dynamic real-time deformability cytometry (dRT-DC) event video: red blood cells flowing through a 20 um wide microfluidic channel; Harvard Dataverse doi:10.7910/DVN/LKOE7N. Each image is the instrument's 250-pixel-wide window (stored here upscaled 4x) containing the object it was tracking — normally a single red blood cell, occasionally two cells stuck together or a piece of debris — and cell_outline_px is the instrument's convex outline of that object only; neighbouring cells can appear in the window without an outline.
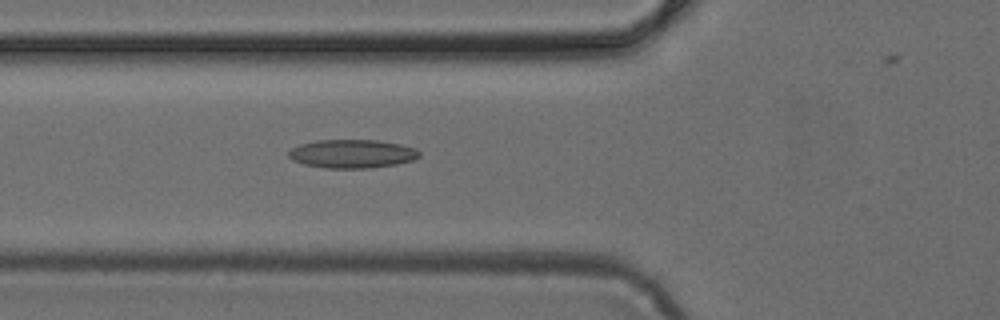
{"species": "common noctule bat (a hibernating species)", "species_latin": "Nyctalus noctula", "temperature_condition": "cold", "stored_images_in_passage": 37, "camera_frame_rate_fps": 3000, "um_per_image_px": 0.085, "animal": {"sex": "female", "body_mass_g": 24.6, "forearm_length_mm": 56.2}, "frame": {"image": 1, "passage_image": 10, "time_ms": 3.0, "image_size_px": [1000, 320], "cell_outline_px": [[420, 156], [412, 160], [396, 164], [372, 168], [324, 168], [304, 164], [292, 160], [288, 156], [288, 152], [292, 148], [300, 144], [316, 140], [376, 140], [400, 144], [416, 148], [420, 152]], "centroid_in_image_um": [29.93, 13.07], "position_along_channel_um": 95.9, "area_um2": 21.79}}
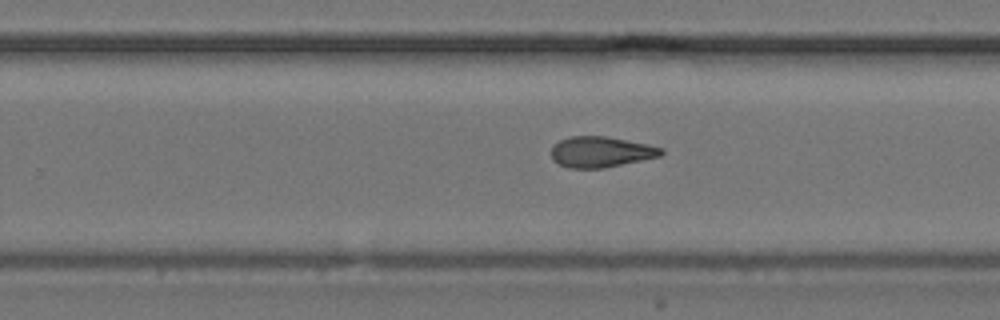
{"frame": {"image": 2, "passage_image": 23, "time_ms": 7.333, "image_size_px": [1000, 320], "cell_outline_px": [[664, 152], [660, 156], [604, 168], [568, 168], [552, 160], [552, 148], [560, 140], [572, 136], [604, 136], [648, 144], [664, 148]], "centroid_in_image_um": [51.09, 12.91], "position_along_channel_um": 278.7, "area_um2": 19.54}}
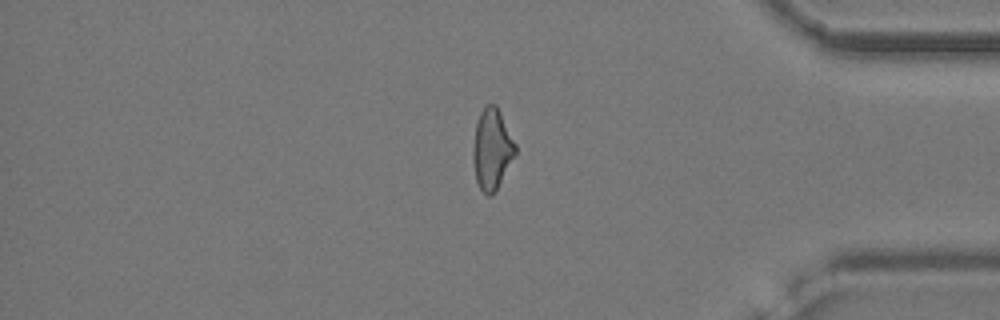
{"frame": {"image": 3, "passage_image": 33, "time_ms": 10.667, "image_size_px": [1000, 320], "cell_outline_px": [[516, 152], [492, 196], [488, 196], [480, 188], [476, 180], [472, 160], [472, 148], [476, 124], [480, 112], [488, 104], [496, 104], [516, 144]], "centroid_in_image_um": [41.79, 12.66], "position_along_channel_um": 393.4, "area_um2": 19.65}}